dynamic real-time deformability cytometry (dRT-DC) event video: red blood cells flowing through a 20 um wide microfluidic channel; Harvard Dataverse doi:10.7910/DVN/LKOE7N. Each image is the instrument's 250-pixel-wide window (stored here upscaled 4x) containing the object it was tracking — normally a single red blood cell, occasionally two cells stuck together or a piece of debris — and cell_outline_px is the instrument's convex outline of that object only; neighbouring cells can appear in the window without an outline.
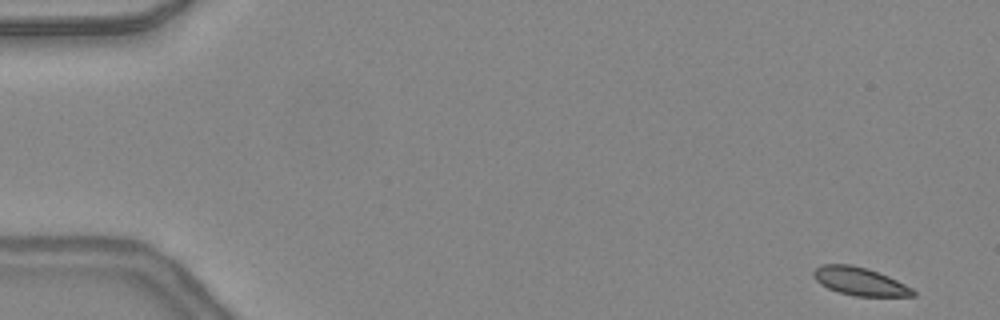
{"species": "common noctule bat (a hibernating species)", "species_latin": "Nyctalus noctula", "temperature_condition": "warm", "stored_images_in_passage": 46, "camera_frame_rate_fps": 3000, "um_per_image_px": 0.085, "animal": {"sex": "female", "body_mass_g": 24.6, "forearm_length_mm": 56.2}, "frame": {"image": 1, "passage_image": 1, "time_ms": 0.0, "image_size_px": [1000, 320], "cell_outline_px": [[916, 296], [856, 296], [840, 292], [828, 288], [820, 284], [812, 276], [812, 272], [820, 264], [852, 264], [868, 268], [888, 276], [912, 288], [916, 292]], "centroid_in_image_um": [73.06, 23.9], "position_along_channel_um": 11.9, "area_um2": 16.3}}
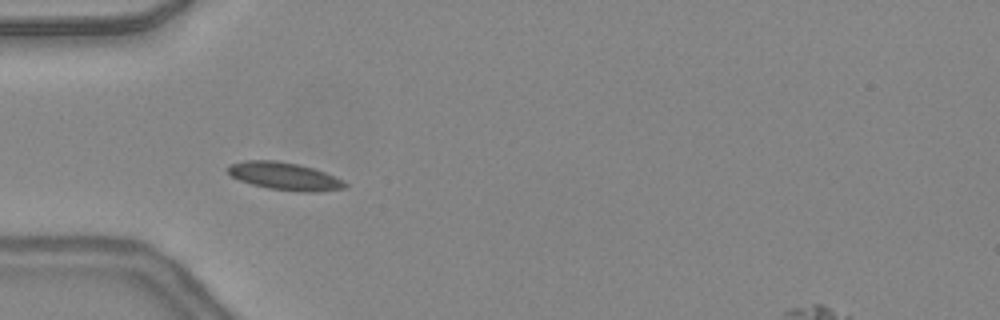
{"frame": {"image": 2, "passage_image": 14, "time_ms": 4.333, "image_size_px": [1000, 320], "cell_outline_px": [[348, 188], [320, 192], [300, 192], [268, 188], [252, 184], [240, 180], [232, 176], [228, 172], [228, 164], [244, 160], [276, 160], [296, 164], [312, 168], [324, 172], [348, 184]], "centroid_in_image_um": [24.18, 14.98], "position_along_channel_um": 60.8, "area_um2": 18.79}}
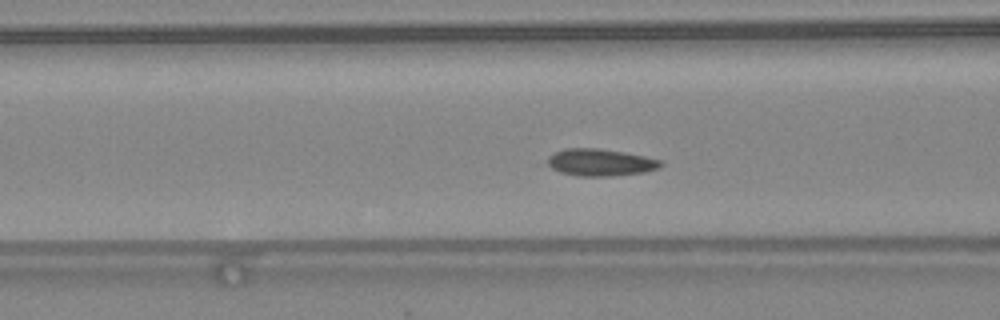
{"frame": {"image": 3, "passage_image": 18, "time_ms": 5.667, "image_size_px": [1000, 320], "cell_outline_px": [[664, 164], [660, 168], [644, 172], [612, 176], [576, 176], [560, 172], [552, 168], [548, 164], [548, 156], [564, 148], [600, 148], [624, 152], [664, 160]], "centroid_in_image_um": [51.07, 13.8], "position_along_channel_um": 115.5, "area_um2": 18.03}, "authors_computed_cell_mechanics": {"area_um2": 17.1666, "velocity_mm_per_s": 4.3419, "shape_relaxation_time_tau1_ms": 1.7716, "shape_relaxation_time_tau2_ms": null, "deformation_change_tau1": 0.0873, "deformation_change_tau2": null}}